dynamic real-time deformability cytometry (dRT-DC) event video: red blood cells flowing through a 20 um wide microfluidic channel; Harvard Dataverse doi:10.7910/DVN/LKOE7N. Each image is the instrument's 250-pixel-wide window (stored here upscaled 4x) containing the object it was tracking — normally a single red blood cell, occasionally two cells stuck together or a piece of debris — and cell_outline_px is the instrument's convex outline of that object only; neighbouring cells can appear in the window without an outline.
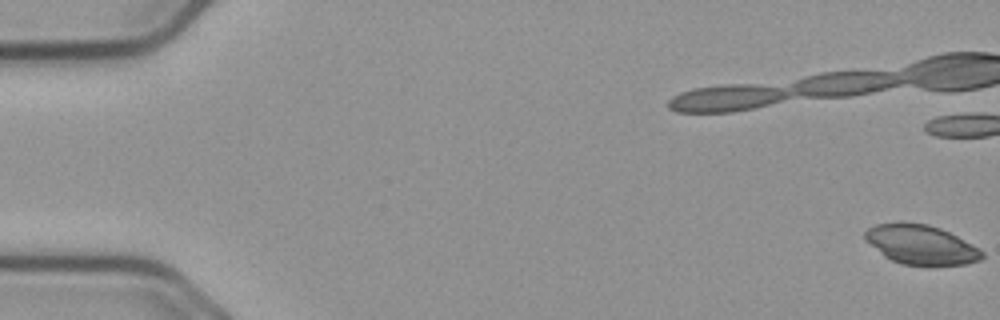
{"species": "common noctule bat (a hibernating species)", "species_latin": "Nyctalus noctula", "temperature_condition": "cold", "stored_images_in_passage": 17, "camera_frame_rate_fps": 3000, "um_per_image_px": 0.085, "animal": {"sex": "male", "body_mass_g": 23.1, "forearm_length_mm": 52.7}, "frame": {"image": 1, "passage_image": 1, "time_ms": 0.0, "image_size_px": [1000, 320], "cell_outline_px": [[984, 256], [980, 260], [964, 264], [900, 264], [884, 256], [864, 240], [864, 232], [868, 228], [876, 224], [928, 224], [940, 228], [980, 248], [984, 252]], "centroid_in_image_um": [78.28, 20.8], "position_along_channel_um": 6.7, "area_um2": 26.24}}